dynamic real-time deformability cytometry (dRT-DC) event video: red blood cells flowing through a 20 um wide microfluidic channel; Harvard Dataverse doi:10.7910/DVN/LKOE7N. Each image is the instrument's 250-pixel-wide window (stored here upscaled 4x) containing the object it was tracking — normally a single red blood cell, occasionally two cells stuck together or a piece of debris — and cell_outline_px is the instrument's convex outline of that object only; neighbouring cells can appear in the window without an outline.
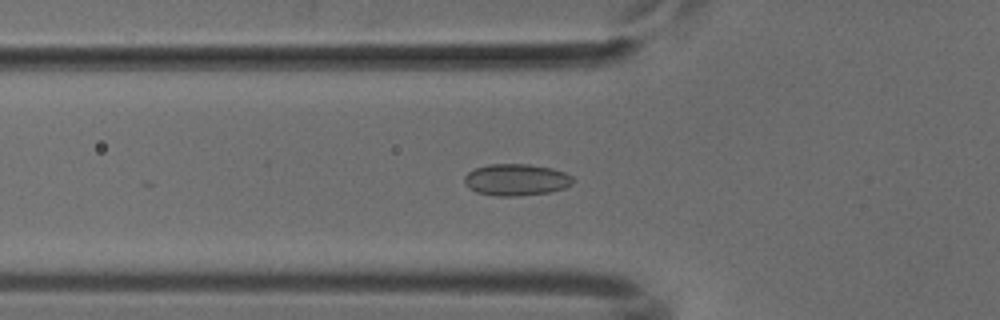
{"species": "common noctule bat (a hibernating species)", "species_latin": "Nyctalus noctula", "temperature_condition": "cold", "stored_images_in_passage": 13, "camera_frame_rate_fps": 3000, "um_per_image_px": 0.085, "animal": {"sex": "male", "body_mass_g": 18.8}, "frame": {"image": 1, "passage_image": 7, "time_ms": 2.0, "image_size_px": [1000, 320], "cell_outline_px": [[576, 180], [572, 184], [564, 188], [548, 192], [516, 196], [496, 196], [476, 192], [468, 188], [464, 184], [464, 176], [468, 172], [476, 168], [488, 164], [528, 164], [552, 168], [564, 172], [572, 176]], "centroid_in_image_um": [43.87, 15.28], "position_along_channel_um": 81.9, "area_um2": 20.17}}
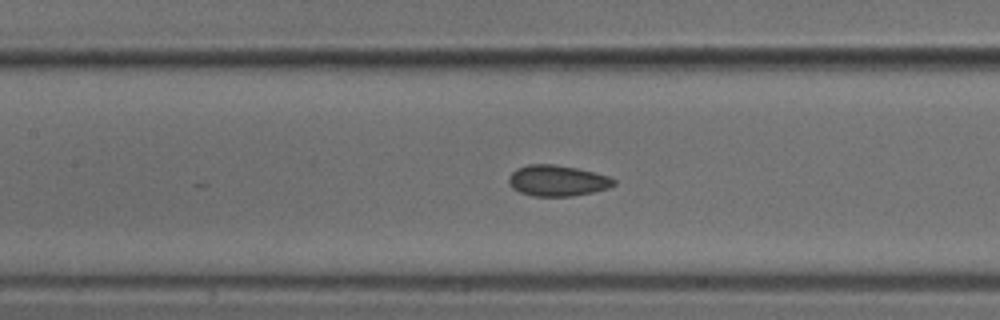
{"frame": {"image": 2, "passage_image": 13, "time_ms": 4.0, "image_size_px": [1000, 320], "cell_outline_px": [[616, 184], [608, 188], [592, 192], [572, 196], [532, 196], [520, 192], [512, 188], [508, 184], [508, 176], [516, 168], [528, 164], [552, 164], [576, 168], [608, 176], [616, 180]], "centroid_in_image_um": [47.33, 15.35], "position_along_channel_um": 160.1, "area_um2": 18.96}}